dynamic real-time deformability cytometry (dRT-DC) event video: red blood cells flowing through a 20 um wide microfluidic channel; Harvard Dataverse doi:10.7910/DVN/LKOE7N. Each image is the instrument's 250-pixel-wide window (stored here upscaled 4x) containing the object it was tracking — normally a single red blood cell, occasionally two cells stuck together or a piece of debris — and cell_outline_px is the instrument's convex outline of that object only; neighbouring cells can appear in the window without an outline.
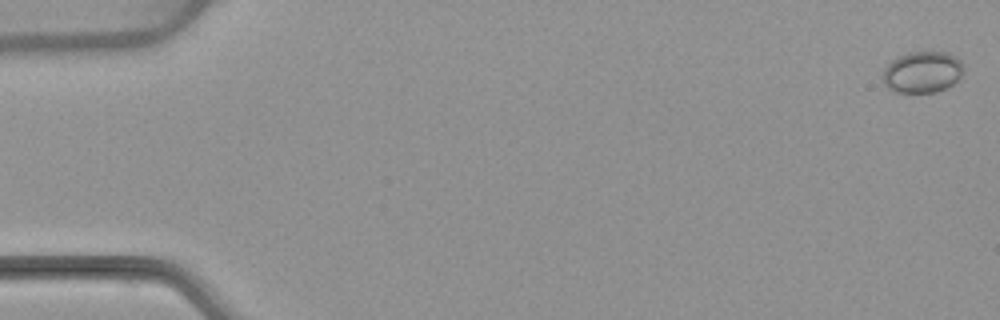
{"species": "common noctule bat (a hibernating species)", "species_latin": "Nyctalus noctula", "temperature_condition": "warm", "stored_images_in_passage": 54, "camera_frame_rate_fps": 3000, "um_per_image_px": 0.085, "animal": {"sex": "female", "body_mass_g": 22.7, "forearm_length_mm": 54.2}, "frame": {"image": 1, "passage_image": 1, "time_ms": 0.0, "image_size_px": [1000, 320], "cell_outline_px": [[964, 72], [960, 80], [936, 92], [892, 92], [884, 84], [880, 76], [884, 68], [896, 56], [908, 52], [948, 52], [956, 56], [964, 64]], "centroid_in_image_um": [78.4, 6.12], "position_along_channel_um": 6.6, "area_um2": 20.0}}
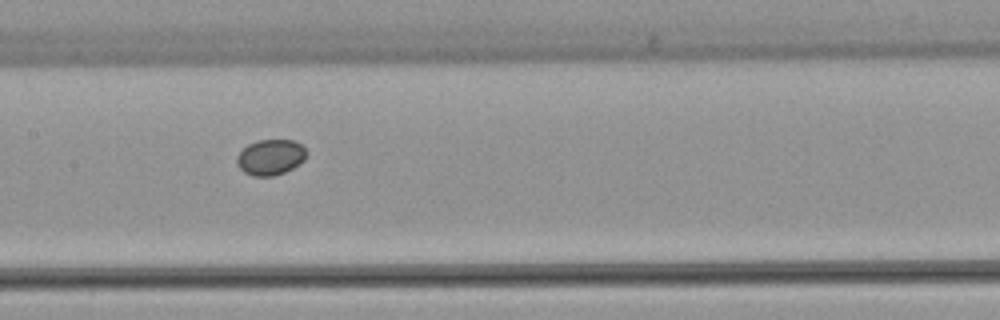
{"frame": {"image": 2, "passage_image": 27, "time_ms": 8.667, "image_size_px": [1000, 320], "cell_outline_px": [[308, 152], [304, 160], [300, 164], [284, 172], [272, 176], [252, 176], [244, 172], [236, 164], [236, 156], [248, 144], [256, 140], [296, 140]], "centroid_in_image_um": [22.99, 13.36], "position_along_channel_um": 184.4, "area_um2": 14.57}}
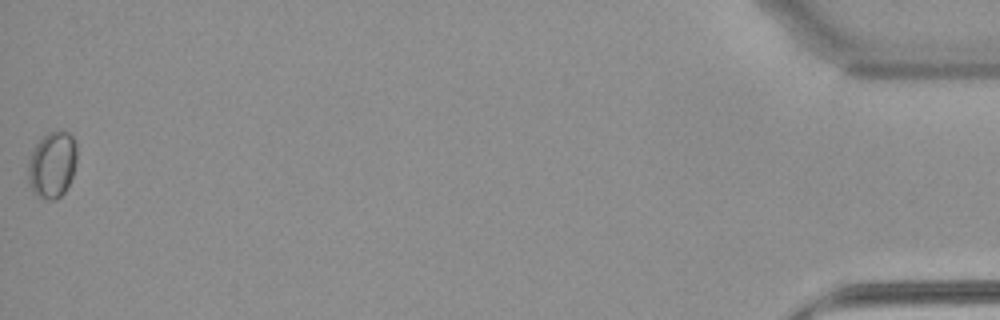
{"frame": {"image": 3, "passage_image": 54, "time_ms": 17.667, "image_size_px": [1000, 320], "cell_outline_px": [[76, 160], [72, 176], [64, 192], [56, 200], [44, 200], [36, 196], [32, 192], [28, 184], [28, 160], [36, 144], [48, 132], [68, 132], [72, 136], [76, 144]], "centroid_in_image_um": [4.41, 14.05], "position_along_channel_um": 430.8, "area_um2": 18.9}}